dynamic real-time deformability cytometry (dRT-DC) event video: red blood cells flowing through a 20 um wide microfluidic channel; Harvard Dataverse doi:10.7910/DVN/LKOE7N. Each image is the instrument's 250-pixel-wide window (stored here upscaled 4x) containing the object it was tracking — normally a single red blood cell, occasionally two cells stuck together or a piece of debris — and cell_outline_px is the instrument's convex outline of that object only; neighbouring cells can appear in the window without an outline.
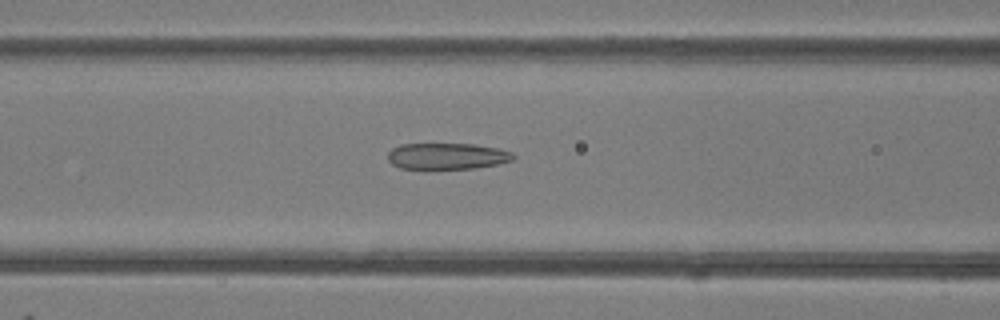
{"species": "common noctule bat (a hibernating species)", "species_latin": "Nyctalus noctula", "temperature_condition": "room temperature", "stored_images_in_passage": 37, "camera_frame_rate_fps": 3000, "um_per_image_px": 0.085, "animal": {"sex": "female"}, "frame": {"image": 1, "passage_image": 8, "time_ms": 2.333, "image_size_px": [1000, 320], "cell_outline_px": [[516, 156], [512, 160], [500, 164], [476, 168], [424, 172], [400, 168], [392, 164], [388, 160], [388, 152], [392, 148], [400, 144], [476, 144], [500, 148], [512, 152]], "centroid_in_image_um": [37.98, 13.32], "position_along_channel_um": 128.6, "area_um2": 20.4}}
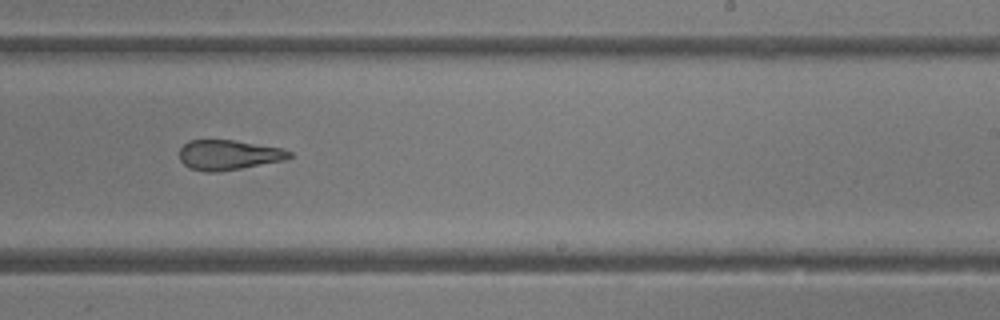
{"frame": {"image": 2, "passage_image": 18, "time_ms": 5.667, "image_size_px": [1000, 320], "cell_outline_px": [[292, 156], [284, 160], [220, 172], [204, 172], [188, 168], [180, 160], [180, 148], [188, 140], [232, 140], [284, 148], [292, 152]], "centroid_in_image_um": [19.42, 13.17], "position_along_channel_um": 269.6, "area_um2": 19.31}}
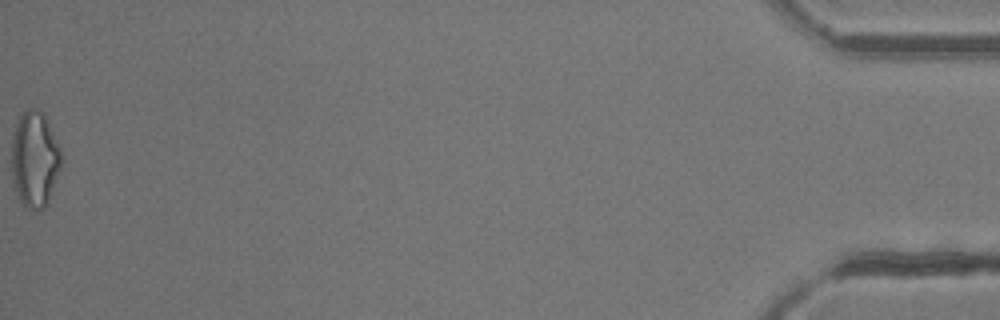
{"frame": {"image": 3, "passage_image": 37, "time_ms": 12.0, "image_size_px": [1000, 320], "cell_outline_px": [[64, 160], [48, 200], [44, 208], [36, 212], [32, 212], [16, 196], [12, 184], [12, 132], [16, 120], [28, 108], [40, 108], [44, 112], [48, 120]], "centroid_in_image_um": [2.94, 13.53], "position_along_channel_um": 432.3, "area_um2": 28.44}, "authors_computed_cell_mechanics": {"area_um2": 21.0392, "velocity_mm_per_s": 4.2348, "shape_relaxation_time_tau1_ms": null, "shape_relaxation_time_tau2_ms": 2.4304, "deformation_change_tau1": null, "deformation_change_tau2": 0.1224}}